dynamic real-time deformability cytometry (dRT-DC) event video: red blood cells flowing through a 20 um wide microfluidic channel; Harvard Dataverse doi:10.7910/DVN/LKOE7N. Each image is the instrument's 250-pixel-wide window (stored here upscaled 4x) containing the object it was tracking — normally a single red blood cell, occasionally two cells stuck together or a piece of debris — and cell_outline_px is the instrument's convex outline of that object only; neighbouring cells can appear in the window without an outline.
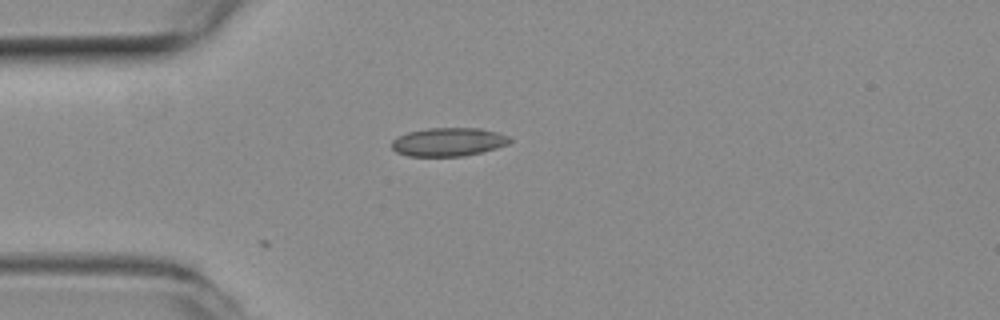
{"species": "common noctule bat (a hibernating species)", "species_latin": "Nyctalus noctula", "temperature_condition": "room temperature", "stored_images_in_passage": 6, "camera_frame_rate_fps": 3000, "um_per_image_px": 0.085, "animal": {"sex": "female", "body_mass_g": 19.3, "forearm_length_mm": 54.1}, "frame": {"image": 1, "passage_image": 1, "time_ms": 0.0, "image_size_px": [1000, 320], "cell_outline_px": [[512, 140], [508, 144], [496, 148], [464, 156], [408, 156], [396, 152], [392, 148], [392, 140], [396, 136], [408, 132], [428, 128], [480, 128], [496, 132], [508, 136]], "centroid_in_image_um": [38.09, 12.06], "position_along_channel_um": 46.9, "area_um2": 19.59}}
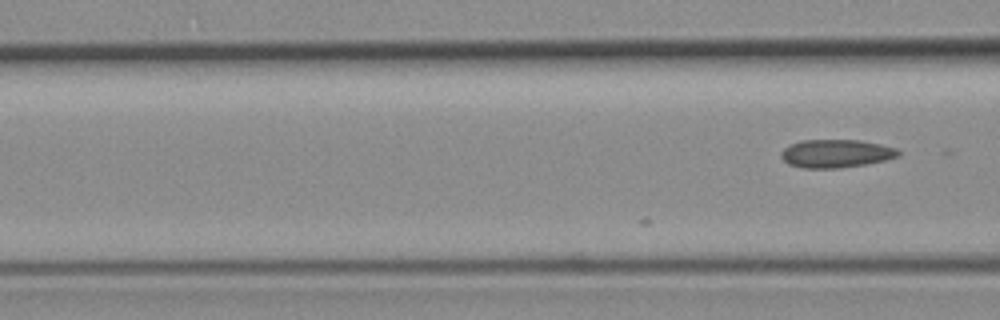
{"frame": {"image": 2, "passage_image": 6, "time_ms": 1.667, "image_size_px": [1000, 320], "cell_outline_px": [[900, 156], [884, 160], [864, 164], [840, 168], [804, 168], [788, 164], [780, 156], [780, 152], [784, 148], [800, 140], [860, 140], [880, 144], [896, 148], [900, 152]], "centroid_in_image_um": [71.05, 13.05], "position_along_channel_um": 95.6, "area_um2": 19.19}}